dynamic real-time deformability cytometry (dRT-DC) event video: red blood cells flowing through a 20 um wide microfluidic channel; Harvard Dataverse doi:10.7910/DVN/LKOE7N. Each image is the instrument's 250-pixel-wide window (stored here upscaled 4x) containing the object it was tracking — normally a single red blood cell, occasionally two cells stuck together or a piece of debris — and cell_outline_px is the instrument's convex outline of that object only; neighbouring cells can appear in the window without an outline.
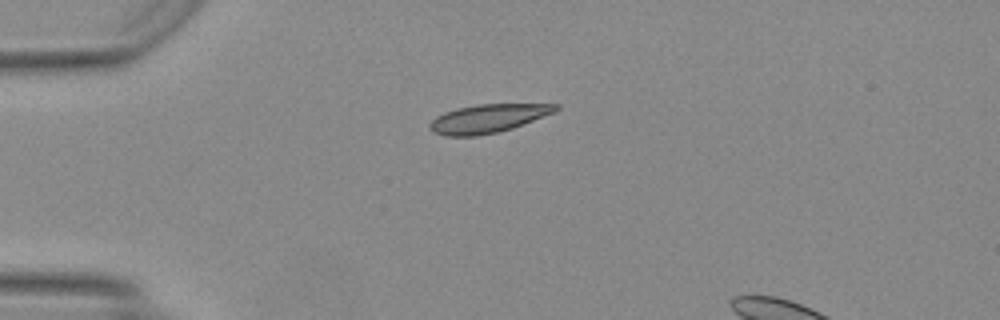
{"species": "Egyptian fruit bat (a non-hibernating species)", "species_latin": "Rousettus aegyptiacus", "temperature_condition": "warm", "stored_images_in_passage": 23, "camera_frame_rate_fps": 3000, "um_per_image_px": 0.085, "animal": {"sex": "female"}, "frame": {"image": 1, "passage_image": 1, "time_ms": 0.0, "image_size_px": [1000, 320], "cell_outline_px": [[560, 108], [556, 112], [512, 128], [496, 132], [476, 136], [444, 136], [432, 132], [428, 128], [428, 124], [436, 116], [444, 112], [456, 108], [476, 104], [560, 104]], "centroid_in_image_um": [41.45, 10.07], "position_along_channel_um": 43.6, "area_um2": 21.04}}
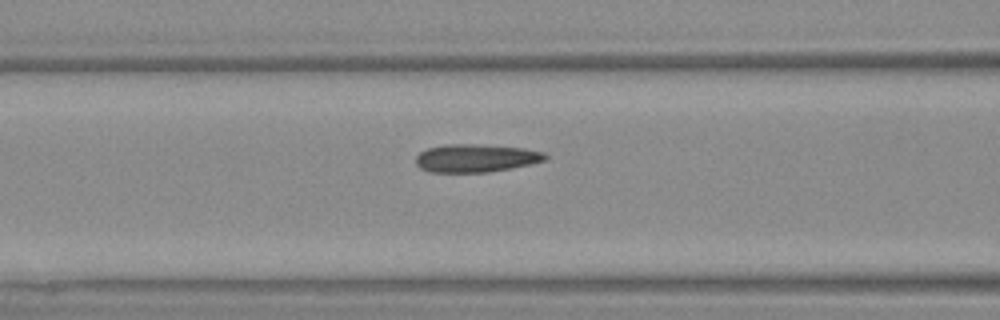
{"frame": {"image": 2, "passage_image": 9, "time_ms": 2.667, "image_size_px": [1000, 320], "cell_outline_px": [[548, 156], [544, 160], [528, 164], [488, 172], [428, 172], [420, 168], [416, 164], [416, 156], [420, 152], [428, 148], [444, 144], [476, 144], [524, 148], [544, 152]], "centroid_in_image_um": [40.4, 13.43], "position_along_channel_um": 126.2, "area_um2": 20.98}}
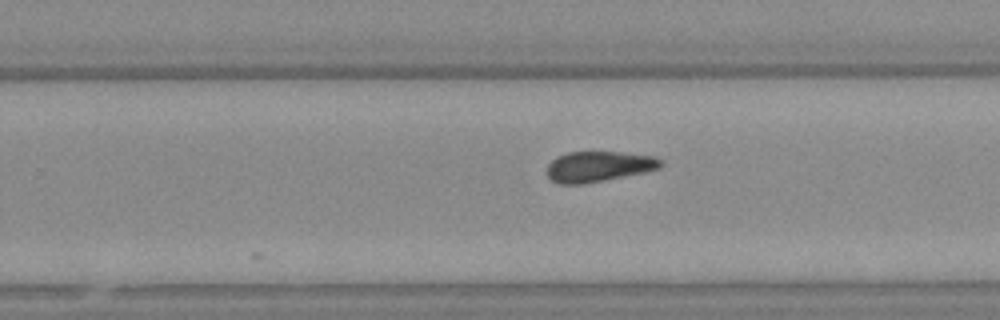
{"frame": {"image": 3, "passage_image": 20, "time_ms": 6.333, "image_size_px": [1000, 320], "cell_outline_px": [[664, 164], [660, 168], [644, 172], [584, 184], [560, 184], [552, 180], [544, 172], [548, 164], [556, 156], [568, 152], [620, 152], [656, 156]], "centroid_in_image_um": [50.85, 14.15], "position_along_channel_um": 278.9, "area_um2": 20.35}}